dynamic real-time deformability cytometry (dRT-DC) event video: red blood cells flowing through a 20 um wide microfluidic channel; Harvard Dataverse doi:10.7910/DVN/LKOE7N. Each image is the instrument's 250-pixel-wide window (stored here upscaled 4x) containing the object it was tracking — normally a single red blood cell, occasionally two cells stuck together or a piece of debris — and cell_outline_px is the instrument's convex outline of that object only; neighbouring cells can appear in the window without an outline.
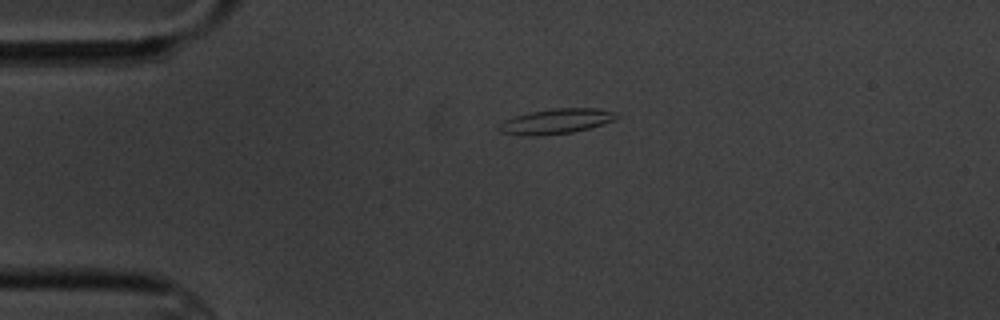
{"species": "common noctule bat (a hibernating species)", "species_latin": "Nyctalus noctula", "temperature_condition": "cold", "stored_images_in_passage": 2, "camera_frame_rate_fps": 3000, "um_per_image_px": 0.085, "animal": {"sex": "male", "body_mass_g": 20.1, "forearm_length_mm": 53.5}, "frame": {"image": 1, "passage_image": 1, "time_ms": 0.0, "image_size_px": [1000, 320], "cell_outline_px": [[616, 116], [612, 120], [604, 124], [572, 132], [536, 136], [532, 136], [500, 132], [496, 128], [504, 120], [528, 112], [556, 108], [600, 108], [616, 112]], "centroid_in_image_um": [47.25, 10.3], "position_along_channel_um": 37.8, "area_um2": 16.99}}